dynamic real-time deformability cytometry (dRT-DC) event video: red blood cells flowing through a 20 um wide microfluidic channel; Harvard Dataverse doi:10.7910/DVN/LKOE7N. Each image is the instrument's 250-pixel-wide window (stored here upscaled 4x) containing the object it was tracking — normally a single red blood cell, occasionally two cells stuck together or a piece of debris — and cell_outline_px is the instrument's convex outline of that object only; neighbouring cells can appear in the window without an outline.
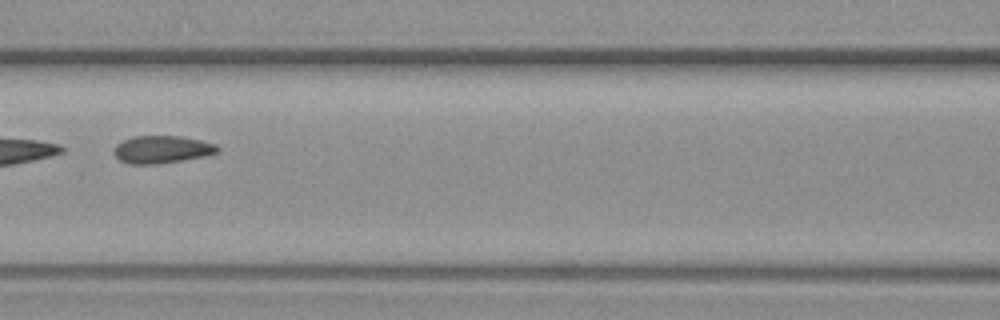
{"species": "common noctule bat (a hibernating species)", "species_latin": "Nyctalus noctula", "temperature_condition": "warm", "stored_images_in_passage": 6, "segment_of_instrument_passage": [2, 2], "camera_frame_rate_fps": 3000, "um_per_image_px": 0.085, "animal": {"sex": "female", "body_mass_g": 19.3, "forearm_length_mm": 54.1}, "frame": {"image": 1, "passage_image": 6, "time_ms": 6.0, "image_size_px": [1000, 320], "cell_outline_px": [[220, 152], [208, 156], [156, 164], [128, 164], [120, 160], [112, 152], [116, 144], [132, 136], [180, 136], [200, 140], [216, 144], [220, 148]], "centroid_in_image_um": [13.78, 12.7], "position_along_channel_um": 152.8, "area_um2": 16.82}}